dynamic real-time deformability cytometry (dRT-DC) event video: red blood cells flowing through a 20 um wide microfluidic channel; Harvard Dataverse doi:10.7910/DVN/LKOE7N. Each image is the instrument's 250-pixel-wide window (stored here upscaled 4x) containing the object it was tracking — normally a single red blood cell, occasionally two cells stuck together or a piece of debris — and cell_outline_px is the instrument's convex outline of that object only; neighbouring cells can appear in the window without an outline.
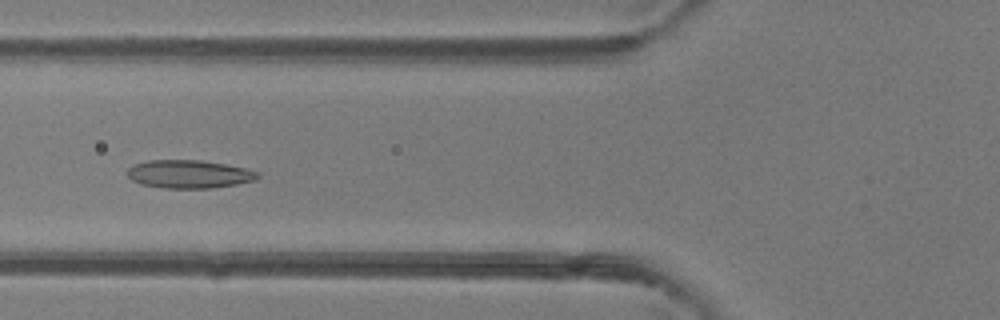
{"species": "common noctule bat (a hibernating species)", "species_latin": "Nyctalus noctula", "temperature_condition": "room temperature", "stored_images_in_passage": 48, "camera_frame_rate_fps": 3000, "um_per_image_px": 0.085, "animal": {"sex": "female"}, "frame": {"image": 1, "passage_image": 19, "time_ms": 6.0, "image_size_px": [1000, 320], "cell_outline_px": [[260, 176], [256, 180], [236, 184], [212, 188], [164, 188], [140, 184], [132, 180], [128, 176], [128, 168], [132, 164], [148, 160], [200, 160], [228, 164], [260, 172]], "centroid_in_image_um": [16.08, 14.79], "position_along_channel_um": 109.7, "area_um2": 21.56}}
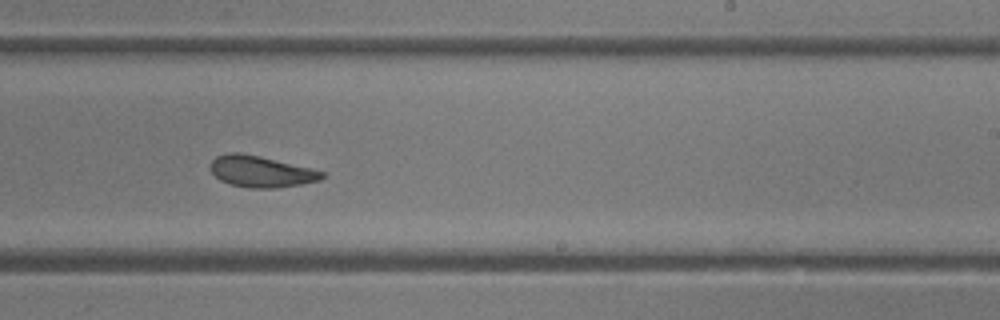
{"frame": {"image": 2, "passage_image": 30, "time_ms": 9.667, "image_size_px": [1000, 320], "cell_outline_px": [[324, 176], [320, 180], [300, 184], [276, 188], [248, 188], [232, 184], [220, 180], [212, 172], [212, 160], [216, 156], [228, 152], [240, 152], [260, 156], [312, 168], [324, 172]], "centroid_in_image_um": [22.19, 14.57], "position_along_channel_um": 266.8, "area_um2": 20.23}}
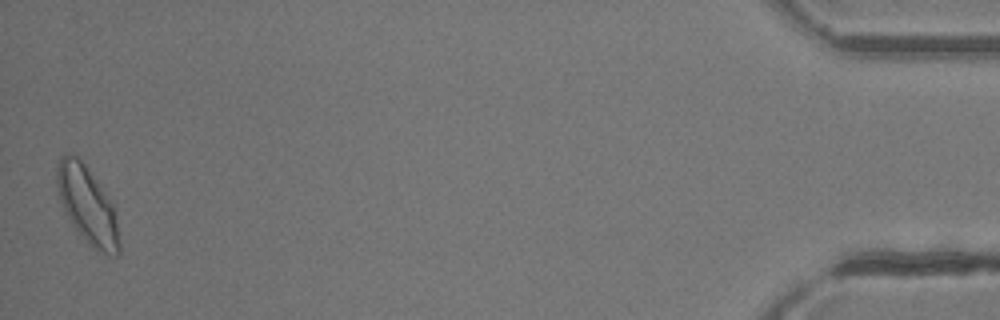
{"frame": {"image": 3, "passage_image": 48, "time_ms": 15.667, "image_size_px": [1000, 320], "cell_outline_px": [[120, 252], [116, 256], [112, 256], [88, 244], [72, 224], [60, 200], [56, 184], [56, 164], [60, 156], [64, 152], [68, 152], [76, 156], [84, 164], [104, 192], [112, 204], [116, 216], [120, 240]], "centroid_in_image_um": [7.41, 17.42], "position_along_channel_um": 427.8, "area_um2": 27.63}, "authors_computed_cell_mechanics": {"area_um2": 21.964, "velocity_mm_per_s": 4.2868, "shape_relaxation_time_tau1_ms": 4.8201, "shape_relaxation_time_tau2_ms": 2.7058, "deformation_change_tau1": 0.1297, "deformation_change_tau2": 0.0972}}